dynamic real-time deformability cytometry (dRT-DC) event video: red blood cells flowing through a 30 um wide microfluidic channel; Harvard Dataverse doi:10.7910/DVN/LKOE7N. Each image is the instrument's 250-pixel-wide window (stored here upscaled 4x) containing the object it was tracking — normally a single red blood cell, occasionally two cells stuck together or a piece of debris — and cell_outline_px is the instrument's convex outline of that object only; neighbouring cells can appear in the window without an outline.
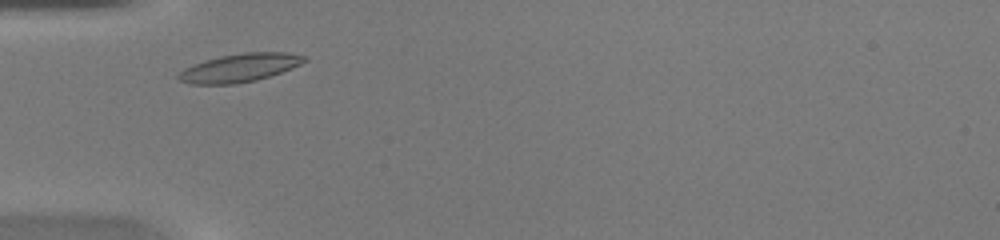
{"species": "common noctule bat (a hibernating species)", "species_latin": "Nyctalus noctula", "temperature_condition": "warm", "stored_images_in_passage": 27, "camera_frame_rate_fps": 3000, "um_per_image_px": 0.085, "animal": {"sex": "female", "body_mass_g": 20.0, "forearm_length_mm": 54.0}, "frame": {"image": 1, "passage_image": 3, "time_ms": 0.667, "image_size_px": [1000, 240], "cell_outline_px": [[308, 60], [292, 68], [256, 80], [236, 84], [188, 84], [176, 80], [176, 72], [192, 64], [204, 60], [220, 56], [244, 52], [288, 52], [308, 56]], "centroid_in_image_um": [20.32, 5.76], "position_along_channel_um": 64.7, "area_um2": 21.1}}
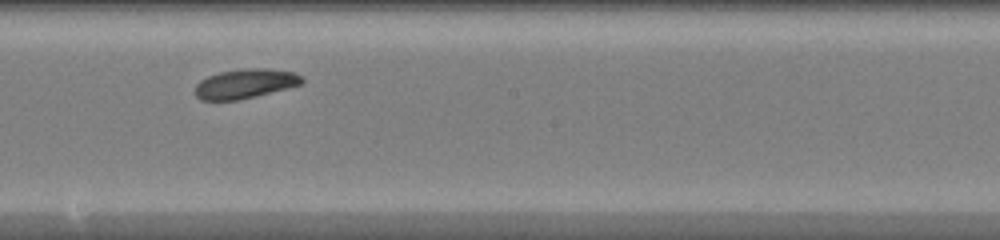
{"frame": {"image": 2, "passage_image": 14, "time_ms": 4.333, "image_size_px": [1000, 240], "cell_outline_px": [[304, 80], [300, 84], [288, 88], [256, 96], [236, 100], [200, 100], [196, 96], [196, 84], [200, 80], [208, 76], [220, 72], [244, 68], [268, 68], [292, 72], [304, 76]], "centroid_in_image_um": [20.85, 7.1], "position_along_channel_um": 227.3, "area_um2": 18.32}}
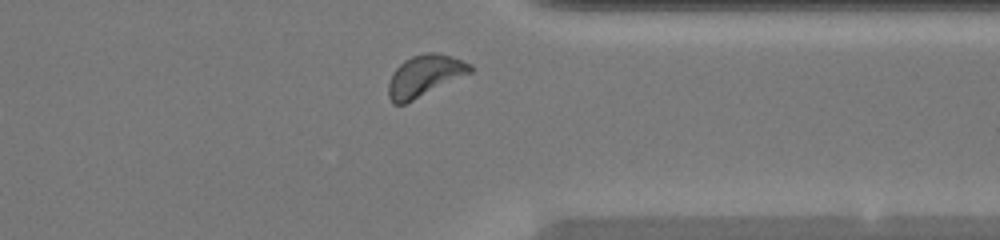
{"frame": {"image": 3, "passage_image": 24, "time_ms": 7.667, "image_size_px": [1000, 240], "cell_outline_px": [[476, 68], [472, 72], [404, 104], [392, 104], [388, 96], [388, 84], [392, 72], [404, 60], [412, 56], [424, 52], [436, 52], [472, 64]], "centroid_in_image_um": [36.08, 6.43], "position_along_channel_um": 375.3, "area_um2": 19.65}}